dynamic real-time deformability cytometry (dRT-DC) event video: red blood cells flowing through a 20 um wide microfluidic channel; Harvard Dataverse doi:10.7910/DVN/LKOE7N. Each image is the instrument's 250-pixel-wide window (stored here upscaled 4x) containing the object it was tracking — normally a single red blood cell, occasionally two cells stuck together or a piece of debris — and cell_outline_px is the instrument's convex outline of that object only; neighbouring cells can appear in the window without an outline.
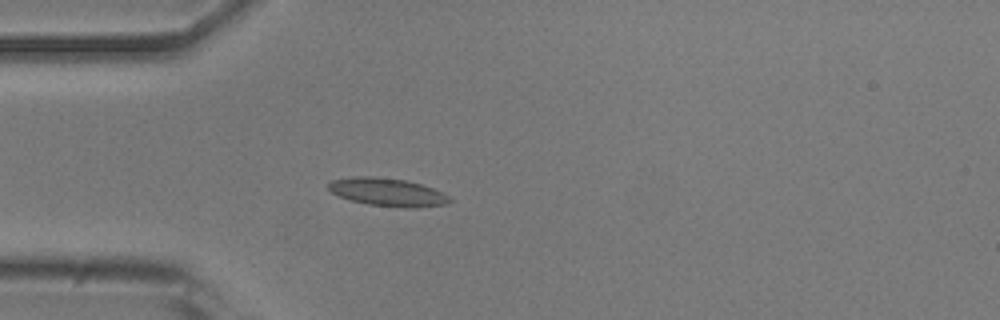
{"species": "common noctule bat (a hibernating species)", "species_latin": "Nyctalus noctula", "temperature_condition": "room temperature", "stored_images_in_passage": 39, "camera_frame_rate_fps": 3000, "um_per_image_px": 0.085, "animal": {"sex": "male", "body_mass_g": 20.5, "forearm_length_mm": 52.5}, "frame": {"image": 1, "passage_image": 1, "time_ms": 0.0, "image_size_px": [1000, 320], "cell_outline_px": [[452, 200], [444, 204], [416, 208], [404, 208], [368, 204], [352, 200], [340, 196], [332, 192], [328, 188], [328, 184], [332, 180], [352, 176], [372, 176], [404, 180], [420, 184], [432, 188], [448, 196]], "centroid_in_image_um": [32.92, 16.33], "position_along_channel_um": 52.1, "area_um2": 19.54}}
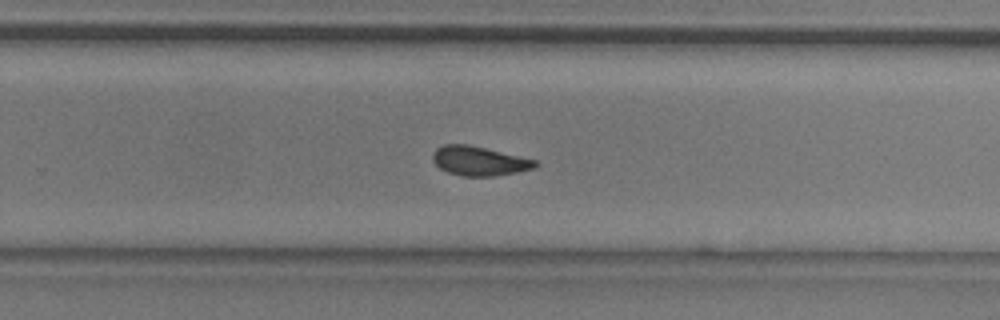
{"frame": {"image": 2, "passage_image": 20, "time_ms": 6.333, "image_size_px": [1000, 320], "cell_outline_px": [[540, 164], [536, 168], [516, 172], [492, 176], [464, 176], [448, 172], [440, 168], [432, 160], [432, 152], [436, 148], [444, 144], [468, 144], [520, 156], [536, 160]], "centroid_in_image_um": [40.73, 13.67], "position_along_channel_um": 289.1, "area_um2": 17.51}}
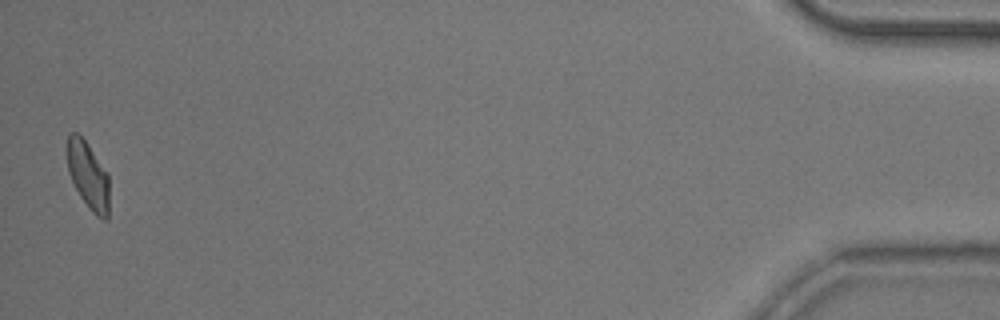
{"frame": {"image": 3, "passage_image": 38, "time_ms": 12.333, "image_size_px": [1000, 320], "cell_outline_px": [[108, 220], [104, 220], [96, 216], [88, 208], [80, 196], [68, 172], [68, 132], [76, 132], [88, 144], [108, 172]], "centroid_in_image_um": [7.51, 14.93], "position_along_channel_um": 427.7, "area_um2": 16.42}}